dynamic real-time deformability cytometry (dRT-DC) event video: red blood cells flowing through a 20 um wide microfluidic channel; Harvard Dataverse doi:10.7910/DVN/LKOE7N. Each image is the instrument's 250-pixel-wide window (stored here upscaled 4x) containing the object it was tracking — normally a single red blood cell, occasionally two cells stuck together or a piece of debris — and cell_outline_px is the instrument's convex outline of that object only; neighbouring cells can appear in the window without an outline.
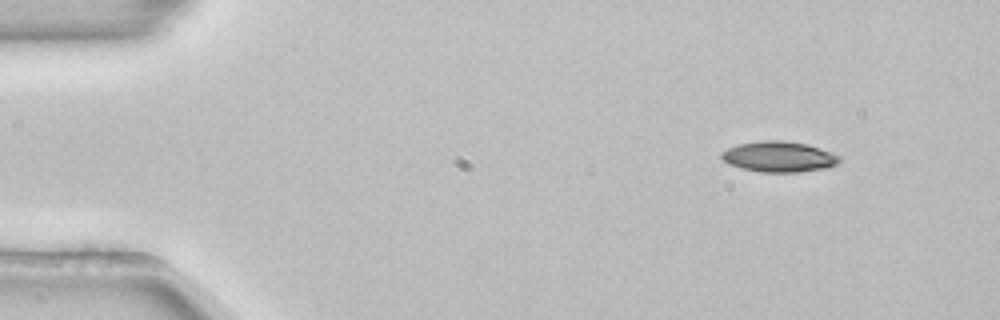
{"species": "common noctule bat (a hibernating species)", "species_latin": "Nyctalus noctula", "temperature_condition": "room temperature", "stored_images_in_passage": 48, "camera_frame_rate_fps": 3000, "um_per_image_px": 0.085, "animal": {"sex": "female", "body_mass_g": 22.7, "forearm_length_mm": 54.2}, "frame": {"image": 1, "passage_image": 1, "time_ms": 0.0, "image_size_px": [1000, 320], "cell_outline_px": [[840, 160], [836, 164], [828, 168], [796, 172], [760, 172], [740, 168], [728, 164], [720, 156], [720, 152], [728, 148], [740, 144], [760, 140], [784, 140], [808, 144], [832, 152], [840, 156]], "centroid_in_image_um": [66.21, 13.31], "position_along_channel_um": 18.8, "area_um2": 21.21}}
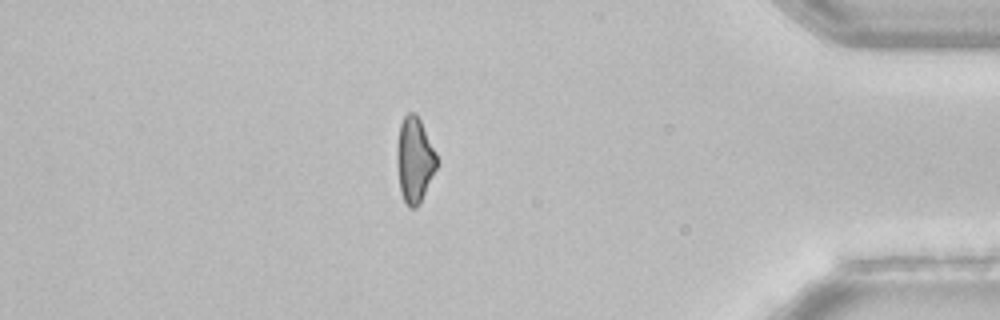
{"frame": {"image": 2, "passage_image": 41, "time_ms": 13.333, "image_size_px": [1000, 320], "cell_outline_px": [[436, 168], [416, 208], [408, 208], [400, 192], [396, 164], [396, 148], [400, 124], [404, 116], [408, 112], [416, 112], [436, 152]], "centroid_in_image_um": [35.19, 13.56], "position_along_channel_um": 400.0, "area_um2": 19.65}}
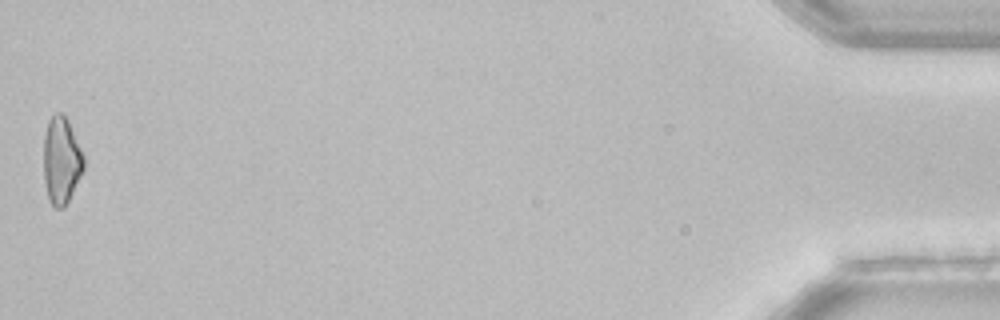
{"frame": {"image": 3, "passage_image": 48, "time_ms": 15.667, "image_size_px": [1000, 320], "cell_outline_px": [[84, 168], [64, 208], [56, 208], [48, 200], [44, 180], [44, 136], [48, 120], [56, 112], [60, 112], [68, 120], [84, 156]], "centroid_in_image_um": [5.2, 13.63], "position_along_channel_um": 430.0, "area_um2": 20.17}, "authors_computed_cell_mechanics": {"area_um2": 21.1548, "velocity_mm_per_s": 3.8855, "shape_relaxation_time_tau1_ms": 5.2454, "shape_relaxation_time_tau2_ms": null, "deformation_change_tau1": 0.1433, "deformation_change_tau2": null}}